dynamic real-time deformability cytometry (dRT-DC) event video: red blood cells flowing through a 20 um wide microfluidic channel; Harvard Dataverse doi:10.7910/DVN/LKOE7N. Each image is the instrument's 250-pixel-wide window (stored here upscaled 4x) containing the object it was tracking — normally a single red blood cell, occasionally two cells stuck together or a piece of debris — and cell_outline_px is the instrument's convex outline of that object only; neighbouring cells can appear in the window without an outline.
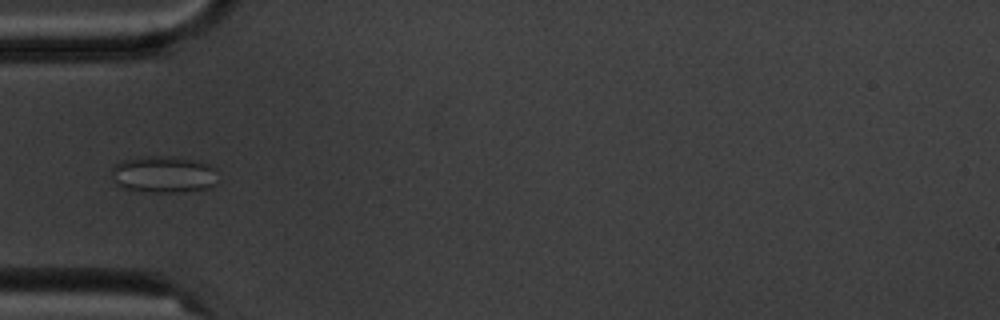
{"species": "common noctule bat (a hibernating species)", "species_latin": "Nyctalus noctula", "temperature_condition": "cold", "stored_images_in_passage": 14, "camera_frame_rate_fps": 3000, "um_per_image_px": 0.085, "animal": {"sex": "male", "body_mass_g": 20.1, "forearm_length_mm": 53.5}, "frame": {"image": 1, "passage_image": 4, "time_ms": 4.333, "image_size_px": [1000, 320], "cell_outline_px": [[216, 184], [208, 188], [180, 192], [148, 192], [124, 188], [116, 184], [112, 180], [112, 164], [120, 160], [136, 156], [176, 156], [200, 160], [216, 168]], "centroid_in_image_um": [13.88, 14.79], "position_along_channel_um": 71.1, "area_um2": 23.47}}
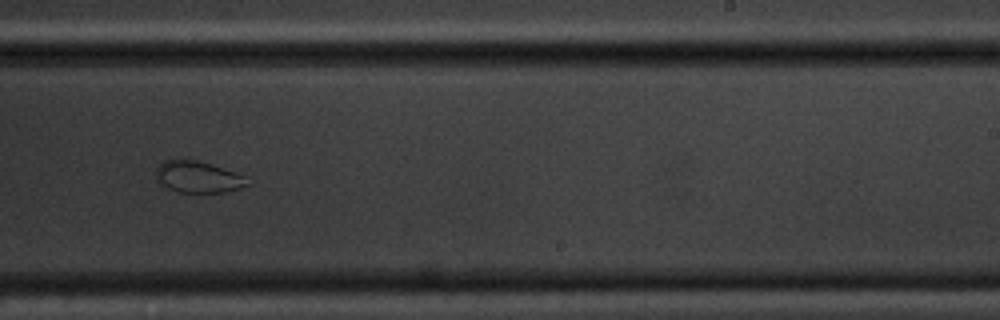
{"frame": {"image": 2, "passage_image": 9, "time_ms": 10.0, "image_size_px": [1000, 320], "cell_outline_px": [[252, 184], [228, 192], [180, 192], [168, 188], [160, 184], [156, 180], [156, 168], [164, 160], [196, 160], [212, 164], [236, 172], [244, 176]], "centroid_in_image_um": [16.86, 15.05], "position_along_channel_um": 272.1, "area_um2": 16.88}}
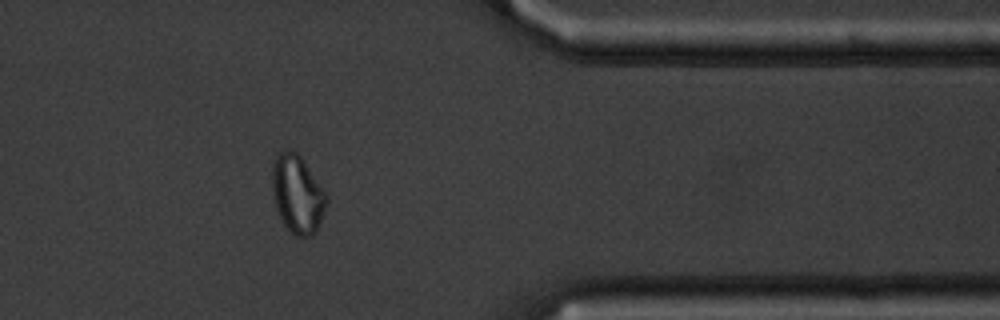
{"frame": {"image": 3, "passage_image": 12, "time_ms": 13.667, "image_size_px": [1000, 320], "cell_outline_px": [[328, 200], [320, 224], [316, 232], [312, 236], [296, 236], [284, 224], [276, 208], [272, 196], [272, 164], [276, 156], [280, 152], [292, 148], [304, 160], [328, 196]], "centroid_in_image_um": [25.28, 16.49], "position_along_channel_um": 386.1, "area_um2": 24.85}, "authors_computed_cell_mechanics": {"area_um2": 23.9292, "velocity_mm_per_s": 3.5409, "shape_relaxation_time_tau1_ms": null, "shape_relaxation_time_tau2_ms": 1.0806, "deformation_change_tau1": null, "deformation_change_tau2": 0.0529}}